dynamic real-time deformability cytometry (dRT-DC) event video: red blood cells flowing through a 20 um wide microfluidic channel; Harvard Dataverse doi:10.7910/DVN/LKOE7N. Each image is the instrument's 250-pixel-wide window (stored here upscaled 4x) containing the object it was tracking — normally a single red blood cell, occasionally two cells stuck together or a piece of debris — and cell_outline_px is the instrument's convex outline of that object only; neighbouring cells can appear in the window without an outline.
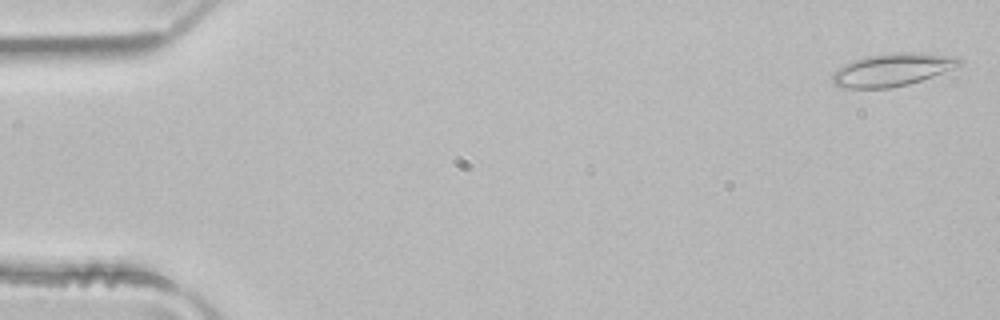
{"species": "common noctule bat (a hibernating species)", "species_latin": "Nyctalus noctula", "temperature_condition": "room temperature", "stored_images_in_passage": 5, "camera_frame_rate_fps": 3000, "um_per_image_px": 0.085, "animal": {"sex": "male", "body_mass_g": 21.5, "forearm_length_mm": 52.0}, "frame": {"image": 1, "passage_image": 1, "time_ms": 0.0, "image_size_px": [1000, 320], "cell_outline_px": [[964, 64], [932, 76], [908, 84], [892, 88], [840, 88], [832, 84], [832, 72], [836, 68], [852, 60], [868, 56], [900, 52], [920, 52], [956, 56], [964, 60]], "centroid_in_image_um": [75.83, 5.92], "position_along_channel_um": 9.2, "area_um2": 24.51}}
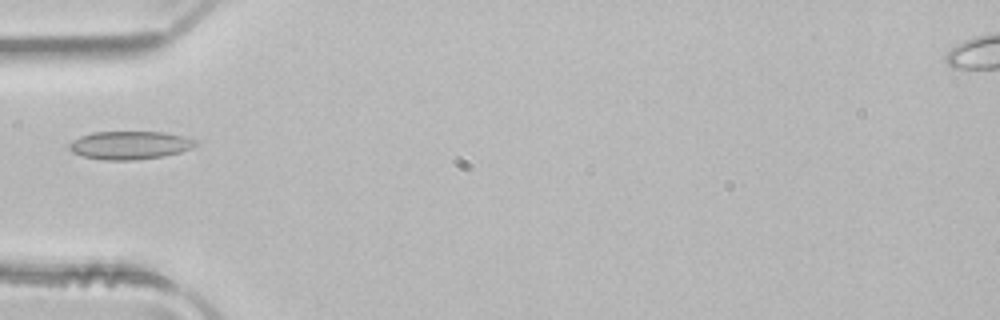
{"frame": {"image": 2, "passage_image": 5, "time_ms": 1.333, "image_size_px": [1000, 320], "cell_outline_px": [[200, 144], [192, 148], [180, 152], [164, 156], [136, 160], [104, 160], [84, 156], [72, 152], [68, 148], [68, 144], [72, 140], [80, 136], [92, 132], [164, 132], [184, 136], [196, 140]], "centroid_in_image_um": [11.05, 12.34], "position_along_channel_um": 73.9, "area_um2": 20.92}}